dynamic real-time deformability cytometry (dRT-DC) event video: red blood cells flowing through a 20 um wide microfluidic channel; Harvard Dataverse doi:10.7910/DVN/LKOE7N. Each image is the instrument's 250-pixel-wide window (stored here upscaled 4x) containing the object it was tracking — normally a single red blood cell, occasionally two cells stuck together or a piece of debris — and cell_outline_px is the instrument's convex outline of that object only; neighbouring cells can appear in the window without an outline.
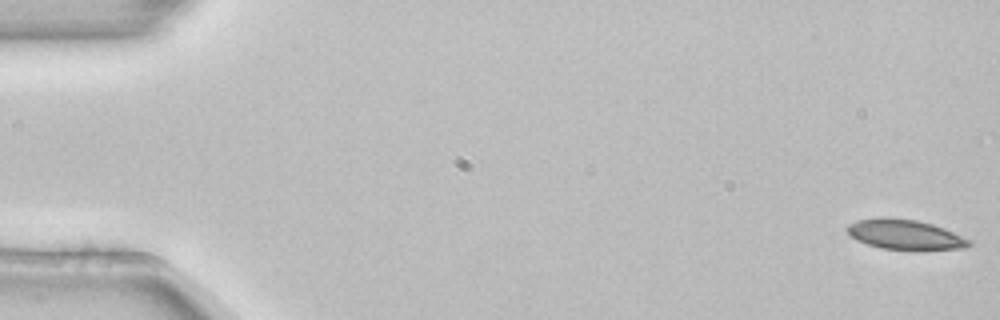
{"species": "common noctule bat (a hibernating species)", "species_latin": "Nyctalus noctula", "temperature_condition": "room temperature", "stored_images_in_passage": 4, "camera_frame_rate_fps": 3000, "um_per_image_px": 0.085, "animal": {"sex": "female", "body_mass_g": 22.7, "forearm_length_mm": 54.2}, "frame": {"image": 1, "passage_image": 1, "time_ms": 0.0, "image_size_px": [1000, 320], "cell_outline_px": [[972, 244], [964, 248], [920, 252], [912, 252], [880, 248], [856, 240], [848, 232], [848, 224], [856, 220], [880, 216], [884, 216], [916, 220], [932, 224], [944, 228], [972, 240]], "centroid_in_image_um": [76.97, 19.97], "position_along_channel_um": 8.0, "area_um2": 22.14}}
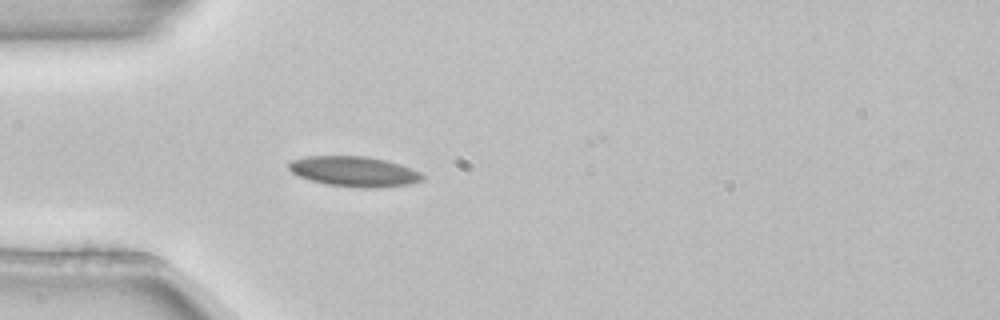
{"frame": {"image": 2, "passage_image": 4, "time_ms": 1.0, "image_size_px": [1000, 320], "cell_outline_px": [[424, 180], [412, 184], [376, 188], [364, 188], [328, 184], [312, 180], [300, 176], [292, 172], [288, 168], [288, 160], [304, 156], [364, 156], [384, 160], [400, 164], [420, 172], [424, 176]], "centroid_in_image_um": [30.11, 14.57], "position_along_channel_um": 54.9, "area_um2": 23.52}}